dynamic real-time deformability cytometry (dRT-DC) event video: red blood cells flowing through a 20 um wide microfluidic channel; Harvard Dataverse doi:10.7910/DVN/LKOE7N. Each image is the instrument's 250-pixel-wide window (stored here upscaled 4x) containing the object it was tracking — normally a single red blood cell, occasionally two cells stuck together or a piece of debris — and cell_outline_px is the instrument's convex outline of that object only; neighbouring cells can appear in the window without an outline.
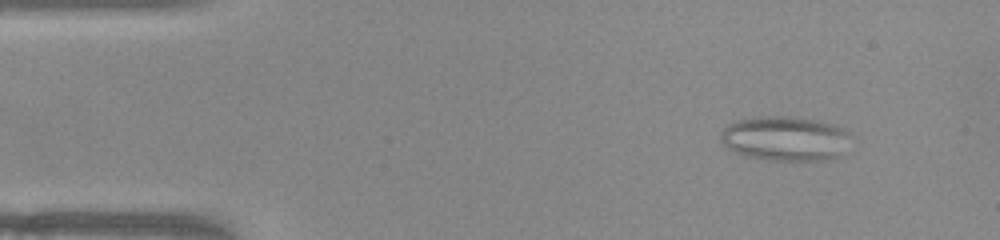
{"species": "common noctule bat (a hibernating species)", "species_latin": "Nyctalus noctula", "temperature_condition": "warm", "stored_images_in_passage": 49, "camera_frame_rate_fps": 3000, "um_per_image_px": 0.085, "animal": {"sex": "female", "body_mass_g": 22.0, "forearm_length_mm": 56.7}, "frame": {"image": 1, "passage_image": 4, "time_ms": 1.0, "image_size_px": [1000, 240], "cell_outline_px": [[852, 136], [840, 156], [828, 160], [764, 160], [744, 156], [728, 148], [720, 140], [720, 132], [728, 124], [736, 120], [756, 116], [796, 116], [816, 120], [832, 124], [844, 128]], "centroid_in_image_um": [66.74, 11.77], "position_along_channel_um": 18.3, "area_um2": 34.33}}
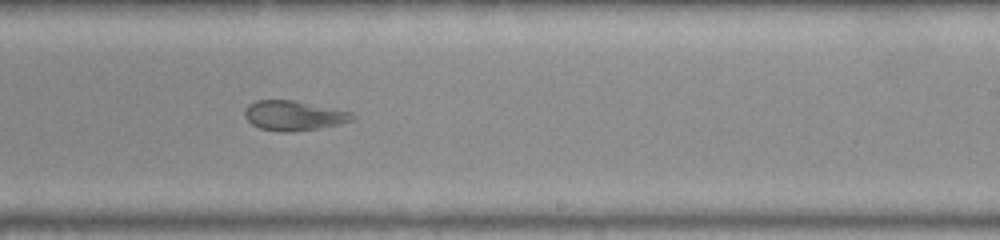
{"frame": {"image": 2, "passage_image": 29, "time_ms": 9.333, "image_size_px": [1000, 240], "cell_outline_px": [[356, 116], [352, 120], [340, 124], [320, 128], [292, 132], [280, 132], [260, 128], [252, 124], [244, 116], [244, 112], [248, 104], [256, 100], [296, 100], [352, 112]], "centroid_in_image_um": [24.97, 9.82], "position_along_channel_um": 264.0, "area_um2": 18.84}}
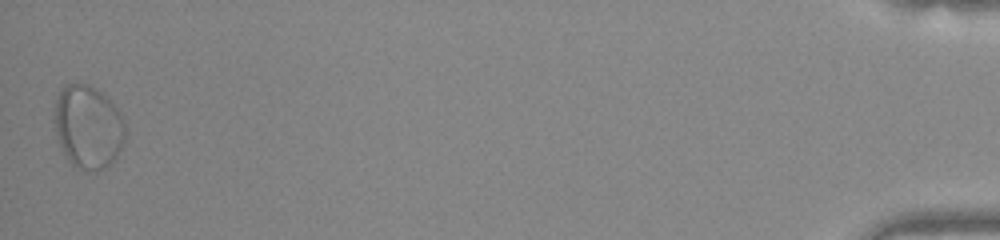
{"frame": {"image": 3, "passage_image": 49, "time_ms": 16.0, "image_size_px": [1000, 240], "cell_outline_px": [[124, 140], [112, 164], [96, 172], [92, 172], [80, 168], [72, 164], [68, 160], [60, 148], [56, 132], [56, 100], [64, 84], [84, 84], [100, 92], [120, 112], [124, 120]], "centroid_in_image_um": [7.49, 10.83], "position_along_channel_um": 427.7, "area_um2": 33.81}, "authors_computed_cell_mechanics": {"area_um2": 25.143, "velocity_mm_per_s": 3.9519, "shape_relaxation_time_tau1_ms": null, "shape_relaxation_time_tau2_ms": 1.5162, "deformation_change_tau1": null, "deformation_change_tau2": 0.076}}